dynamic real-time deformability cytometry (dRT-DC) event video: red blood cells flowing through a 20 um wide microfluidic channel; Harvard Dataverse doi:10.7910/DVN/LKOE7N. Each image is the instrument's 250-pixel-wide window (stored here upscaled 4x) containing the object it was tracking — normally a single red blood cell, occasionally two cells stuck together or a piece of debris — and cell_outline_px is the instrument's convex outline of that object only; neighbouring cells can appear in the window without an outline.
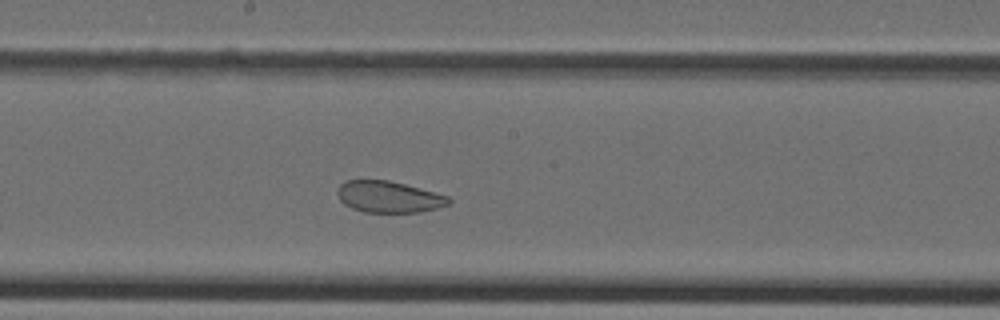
{"species": "Egyptian fruit bat (a non-hibernating species)", "species_latin": "Rousettus aegyptiacus", "temperature_condition": "cold", "stored_images_in_passage": 25, "camera_frame_rate_fps": 3000, "um_per_image_px": 0.085, "animal": {"sex": "female"}, "frame": {"image": 1, "passage_image": 18, "time_ms": 5.667, "image_size_px": [1000, 320], "cell_outline_px": [[452, 200], [448, 204], [436, 208], [420, 212], [364, 212], [352, 208], [344, 204], [340, 200], [336, 192], [340, 184], [344, 180], [388, 180], [404, 184], [448, 196]], "centroid_in_image_um": [33.0, 16.73], "position_along_channel_um": 215.2, "area_um2": 20.29}}